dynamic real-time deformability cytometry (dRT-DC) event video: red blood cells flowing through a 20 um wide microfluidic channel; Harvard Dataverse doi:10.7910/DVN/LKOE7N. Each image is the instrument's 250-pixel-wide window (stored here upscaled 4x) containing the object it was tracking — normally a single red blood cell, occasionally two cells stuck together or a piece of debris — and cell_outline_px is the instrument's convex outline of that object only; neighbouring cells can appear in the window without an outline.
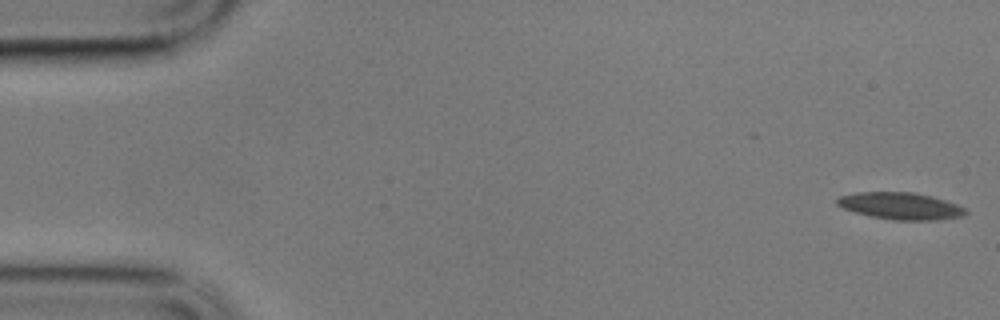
{"species": "common noctule bat (a hibernating species)", "species_latin": "Nyctalus noctula", "temperature_condition": "cold", "stored_images_in_passage": 59, "camera_frame_rate_fps": 3000, "um_per_image_px": 0.085, "animal": {"sex": "male", "body_mass_g": 17.9}, "frame": {"image": 1, "passage_image": 1, "time_ms": 0.0, "image_size_px": [1000, 320], "cell_outline_px": [[968, 212], [964, 216], [940, 220], [892, 220], [868, 216], [844, 208], [836, 204], [836, 200], [840, 196], [856, 192], [916, 192], [932, 196], [968, 208]], "centroid_in_image_um": [76.59, 17.51], "position_along_channel_um": 8.4, "area_um2": 20.4}}
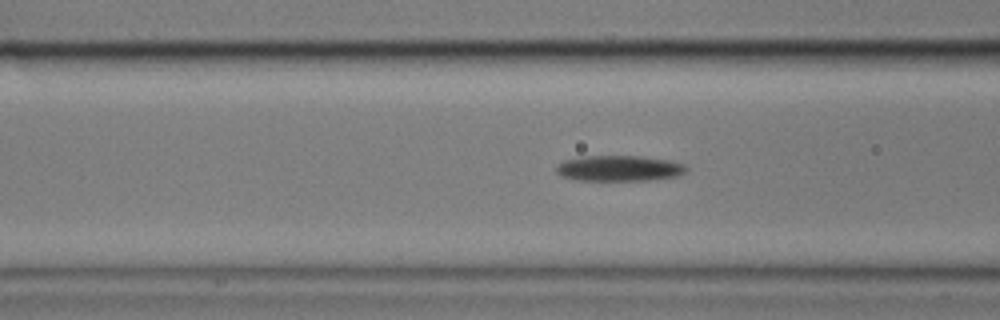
{"frame": {"image": 2, "passage_image": 22, "time_ms": 7.0, "image_size_px": [1000, 320], "cell_outline_px": [[688, 168], [680, 176], [648, 180], [576, 180], [560, 176], [556, 172], [556, 164], [564, 160], [584, 156], [640, 156], [668, 160], [684, 164]], "centroid_in_image_um": [52.6, 14.31], "position_along_channel_um": 114.0, "area_um2": 19.54}}
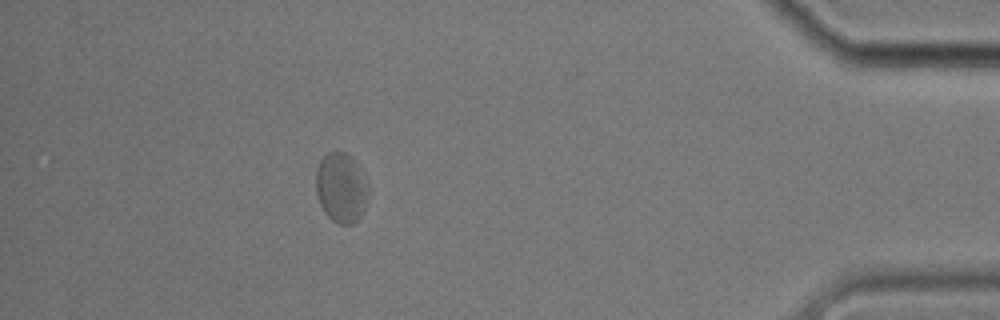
{"frame": {"image": 3, "passage_image": 53, "time_ms": 17.333, "image_size_px": [1000, 320], "cell_outline_px": [[368, 200], [360, 216], [352, 224], [340, 224], [332, 220], [324, 212], [320, 204], [316, 192], [316, 168], [320, 160], [328, 152], [344, 152], [352, 156], [368, 188]], "centroid_in_image_um": [28.97, 15.96], "position_along_channel_um": 406.2, "area_um2": 21.1}, "authors_computed_cell_mechanics": {"area_um2": 20.0566, "velocity_mm_per_s": 3.3155, "shape_relaxation_time_tau1_ms": 6.0695, "shape_relaxation_time_tau2_ms": 4.0462, "deformation_change_tau1": 0.105, "deformation_change_tau2": 0.0946}}